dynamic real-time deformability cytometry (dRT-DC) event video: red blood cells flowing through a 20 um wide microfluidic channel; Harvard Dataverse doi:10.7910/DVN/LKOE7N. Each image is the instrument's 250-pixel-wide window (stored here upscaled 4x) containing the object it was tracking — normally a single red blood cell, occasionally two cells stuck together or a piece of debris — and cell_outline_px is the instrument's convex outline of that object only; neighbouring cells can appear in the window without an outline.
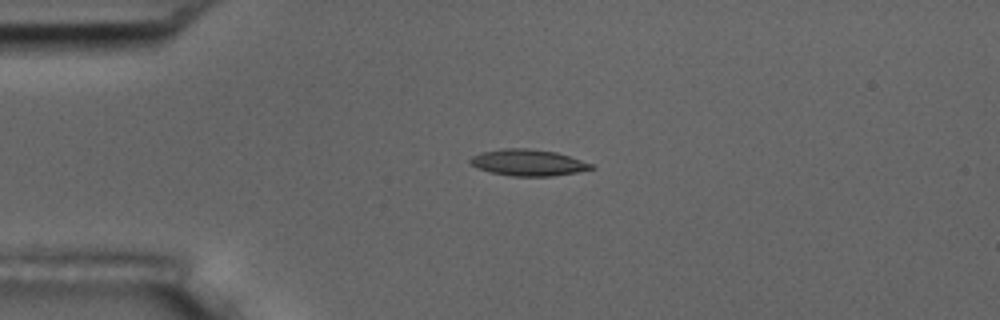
{"species": "common noctule bat (a hibernating species)", "species_latin": "Nyctalus noctula", "temperature_condition": "room temperature", "stored_images_in_passage": 4, "camera_frame_rate_fps": 3000, "um_per_image_px": 0.085, "animal": {"sex": "male", "body_mass_g": 17.5, "forearm_length_mm": 52.3}, "frame": {"image": 1, "passage_image": 3, "time_ms": 2.333, "image_size_px": [1000, 320], "cell_outline_px": [[596, 168], [576, 172], [552, 176], [512, 176], [492, 172], [468, 164], [468, 160], [472, 156], [480, 152], [504, 148], [528, 148], [556, 152], [592, 164]], "centroid_in_image_um": [44.85, 13.81], "position_along_channel_um": 40.1, "area_um2": 18.5}}